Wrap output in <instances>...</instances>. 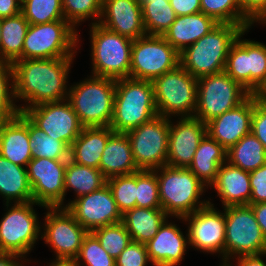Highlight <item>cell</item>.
Segmentation results:
<instances>
[{
  "label": "cell",
  "instance_id": "cell-1",
  "mask_svg": "<svg viewBox=\"0 0 266 266\" xmlns=\"http://www.w3.org/2000/svg\"><path fill=\"white\" fill-rule=\"evenodd\" d=\"M73 57L17 60L14 68L15 98H22L29 105L66 101L68 93L66 80Z\"/></svg>",
  "mask_w": 266,
  "mask_h": 266
},
{
  "label": "cell",
  "instance_id": "cell-2",
  "mask_svg": "<svg viewBox=\"0 0 266 266\" xmlns=\"http://www.w3.org/2000/svg\"><path fill=\"white\" fill-rule=\"evenodd\" d=\"M243 31L239 25L219 23L180 53V65L196 79L224 71L229 49Z\"/></svg>",
  "mask_w": 266,
  "mask_h": 266
},
{
  "label": "cell",
  "instance_id": "cell-3",
  "mask_svg": "<svg viewBox=\"0 0 266 266\" xmlns=\"http://www.w3.org/2000/svg\"><path fill=\"white\" fill-rule=\"evenodd\" d=\"M157 115L152 81L130 77L116 79L110 123L115 132L127 133Z\"/></svg>",
  "mask_w": 266,
  "mask_h": 266
},
{
  "label": "cell",
  "instance_id": "cell-4",
  "mask_svg": "<svg viewBox=\"0 0 266 266\" xmlns=\"http://www.w3.org/2000/svg\"><path fill=\"white\" fill-rule=\"evenodd\" d=\"M153 171L158 178L161 209L167 215L182 219L209 203L198 201L206 186L188 168L165 165Z\"/></svg>",
  "mask_w": 266,
  "mask_h": 266
},
{
  "label": "cell",
  "instance_id": "cell-5",
  "mask_svg": "<svg viewBox=\"0 0 266 266\" xmlns=\"http://www.w3.org/2000/svg\"><path fill=\"white\" fill-rule=\"evenodd\" d=\"M116 79L92 76L68 90V101L83 127L110 126Z\"/></svg>",
  "mask_w": 266,
  "mask_h": 266
},
{
  "label": "cell",
  "instance_id": "cell-6",
  "mask_svg": "<svg viewBox=\"0 0 266 266\" xmlns=\"http://www.w3.org/2000/svg\"><path fill=\"white\" fill-rule=\"evenodd\" d=\"M92 75L113 79L130 75L133 40L115 33L97 22L91 25Z\"/></svg>",
  "mask_w": 266,
  "mask_h": 266
},
{
  "label": "cell",
  "instance_id": "cell-7",
  "mask_svg": "<svg viewBox=\"0 0 266 266\" xmlns=\"http://www.w3.org/2000/svg\"><path fill=\"white\" fill-rule=\"evenodd\" d=\"M251 93L225 71L197 79V102L193 117L207 123L244 102Z\"/></svg>",
  "mask_w": 266,
  "mask_h": 266
},
{
  "label": "cell",
  "instance_id": "cell-8",
  "mask_svg": "<svg viewBox=\"0 0 266 266\" xmlns=\"http://www.w3.org/2000/svg\"><path fill=\"white\" fill-rule=\"evenodd\" d=\"M158 115L193 117L197 102V79L180 64L152 81ZM192 112V113H191Z\"/></svg>",
  "mask_w": 266,
  "mask_h": 266
},
{
  "label": "cell",
  "instance_id": "cell-9",
  "mask_svg": "<svg viewBox=\"0 0 266 266\" xmlns=\"http://www.w3.org/2000/svg\"><path fill=\"white\" fill-rule=\"evenodd\" d=\"M77 36V31L66 20L29 24L22 60L74 57Z\"/></svg>",
  "mask_w": 266,
  "mask_h": 266
},
{
  "label": "cell",
  "instance_id": "cell-10",
  "mask_svg": "<svg viewBox=\"0 0 266 266\" xmlns=\"http://www.w3.org/2000/svg\"><path fill=\"white\" fill-rule=\"evenodd\" d=\"M225 261L266 253V239L250 205L225 207ZM230 255V256H229Z\"/></svg>",
  "mask_w": 266,
  "mask_h": 266
},
{
  "label": "cell",
  "instance_id": "cell-11",
  "mask_svg": "<svg viewBox=\"0 0 266 266\" xmlns=\"http://www.w3.org/2000/svg\"><path fill=\"white\" fill-rule=\"evenodd\" d=\"M180 64V53L163 36L145 35L133 40L130 78L153 81Z\"/></svg>",
  "mask_w": 266,
  "mask_h": 266
},
{
  "label": "cell",
  "instance_id": "cell-12",
  "mask_svg": "<svg viewBox=\"0 0 266 266\" xmlns=\"http://www.w3.org/2000/svg\"><path fill=\"white\" fill-rule=\"evenodd\" d=\"M169 132V118L157 115L126 133L138 170L153 171L167 165Z\"/></svg>",
  "mask_w": 266,
  "mask_h": 266
},
{
  "label": "cell",
  "instance_id": "cell-13",
  "mask_svg": "<svg viewBox=\"0 0 266 266\" xmlns=\"http://www.w3.org/2000/svg\"><path fill=\"white\" fill-rule=\"evenodd\" d=\"M246 31L231 45L224 71L255 94L266 82V46L260 42L241 40Z\"/></svg>",
  "mask_w": 266,
  "mask_h": 266
},
{
  "label": "cell",
  "instance_id": "cell-14",
  "mask_svg": "<svg viewBox=\"0 0 266 266\" xmlns=\"http://www.w3.org/2000/svg\"><path fill=\"white\" fill-rule=\"evenodd\" d=\"M30 201L15 203L0 221V252L20 255L24 258L34 246L40 234V225Z\"/></svg>",
  "mask_w": 266,
  "mask_h": 266
},
{
  "label": "cell",
  "instance_id": "cell-15",
  "mask_svg": "<svg viewBox=\"0 0 266 266\" xmlns=\"http://www.w3.org/2000/svg\"><path fill=\"white\" fill-rule=\"evenodd\" d=\"M45 232L41 235L56 252V260L74 261L89 233L65 207H47Z\"/></svg>",
  "mask_w": 266,
  "mask_h": 266
},
{
  "label": "cell",
  "instance_id": "cell-16",
  "mask_svg": "<svg viewBox=\"0 0 266 266\" xmlns=\"http://www.w3.org/2000/svg\"><path fill=\"white\" fill-rule=\"evenodd\" d=\"M67 160L32 158L27 164L33 201L46 207H63Z\"/></svg>",
  "mask_w": 266,
  "mask_h": 266
},
{
  "label": "cell",
  "instance_id": "cell-17",
  "mask_svg": "<svg viewBox=\"0 0 266 266\" xmlns=\"http://www.w3.org/2000/svg\"><path fill=\"white\" fill-rule=\"evenodd\" d=\"M66 101L40 104L26 108L23 113L48 136L62 141L70 149L83 126L71 103Z\"/></svg>",
  "mask_w": 266,
  "mask_h": 266
},
{
  "label": "cell",
  "instance_id": "cell-18",
  "mask_svg": "<svg viewBox=\"0 0 266 266\" xmlns=\"http://www.w3.org/2000/svg\"><path fill=\"white\" fill-rule=\"evenodd\" d=\"M63 207L88 232L122 221V214L107 184L97 191L74 199Z\"/></svg>",
  "mask_w": 266,
  "mask_h": 266
},
{
  "label": "cell",
  "instance_id": "cell-19",
  "mask_svg": "<svg viewBox=\"0 0 266 266\" xmlns=\"http://www.w3.org/2000/svg\"><path fill=\"white\" fill-rule=\"evenodd\" d=\"M189 221L187 239L190 246L211 253H223L225 261V212L216 211L209 203L182 218Z\"/></svg>",
  "mask_w": 266,
  "mask_h": 266
},
{
  "label": "cell",
  "instance_id": "cell-20",
  "mask_svg": "<svg viewBox=\"0 0 266 266\" xmlns=\"http://www.w3.org/2000/svg\"><path fill=\"white\" fill-rule=\"evenodd\" d=\"M170 120L167 165L188 168L199 143L207 134L206 123L195 117H182L173 125Z\"/></svg>",
  "mask_w": 266,
  "mask_h": 266
},
{
  "label": "cell",
  "instance_id": "cell-21",
  "mask_svg": "<svg viewBox=\"0 0 266 266\" xmlns=\"http://www.w3.org/2000/svg\"><path fill=\"white\" fill-rule=\"evenodd\" d=\"M97 23L131 40L147 35L139 0H102L101 17Z\"/></svg>",
  "mask_w": 266,
  "mask_h": 266
},
{
  "label": "cell",
  "instance_id": "cell-22",
  "mask_svg": "<svg viewBox=\"0 0 266 266\" xmlns=\"http://www.w3.org/2000/svg\"><path fill=\"white\" fill-rule=\"evenodd\" d=\"M253 94L237 107L206 123L207 134L227 151L242 137L251 133Z\"/></svg>",
  "mask_w": 266,
  "mask_h": 266
},
{
  "label": "cell",
  "instance_id": "cell-23",
  "mask_svg": "<svg viewBox=\"0 0 266 266\" xmlns=\"http://www.w3.org/2000/svg\"><path fill=\"white\" fill-rule=\"evenodd\" d=\"M167 220L160 226L158 233L145 245L148 256L154 266H176L186 252L189 239L184 237L180 229Z\"/></svg>",
  "mask_w": 266,
  "mask_h": 266
},
{
  "label": "cell",
  "instance_id": "cell-24",
  "mask_svg": "<svg viewBox=\"0 0 266 266\" xmlns=\"http://www.w3.org/2000/svg\"><path fill=\"white\" fill-rule=\"evenodd\" d=\"M29 137V118L20 112L0 126V155L12 163L27 167L32 159Z\"/></svg>",
  "mask_w": 266,
  "mask_h": 266
},
{
  "label": "cell",
  "instance_id": "cell-25",
  "mask_svg": "<svg viewBox=\"0 0 266 266\" xmlns=\"http://www.w3.org/2000/svg\"><path fill=\"white\" fill-rule=\"evenodd\" d=\"M218 24L215 19L202 12L176 16L175 21L163 34V37L181 53L204 35H207Z\"/></svg>",
  "mask_w": 266,
  "mask_h": 266
},
{
  "label": "cell",
  "instance_id": "cell-26",
  "mask_svg": "<svg viewBox=\"0 0 266 266\" xmlns=\"http://www.w3.org/2000/svg\"><path fill=\"white\" fill-rule=\"evenodd\" d=\"M212 186L217 190L224 208L250 204L249 172L233 166L229 162H225L219 167L216 180Z\"/></svg>",
  "mask_w": 266,
  "mask_h": 266
},
{
  "label": "cell",
  "instance_id": "cell-27",
  "mask_svg": "<svg viewBox=\"0 0 266 266\" xmlns=\"http://www.w3.org/2000/svg\"><path fill=\"white\" fill-rule=\"evenodd\" d=\"M99 169L106 179L139 171L126 133L114 132L110 136L103 150Z\"/></svg>",
  "mask_w": 266,
  "mask_h": 266
},
{
  "label": "cell",
  "instance_id": "cell-28",
  "mask_svg": "<svg viewBox=\"0 0 266 266\" xmlns=\"http://www.w3.org/2000/svg\"><path fill=\"white\" fill-rule=\"evenodd\" d=\"M115 131L110 127H83L69 149V158L80 165L99 169L106 143Z\"/></svg>",
  "mask_w": 266,
  "mask_h": 266
},
{
  "label": "cell",
  "instance_id": "cell-29",
  "mask_svg": "<svg viewBox=\"0 0 266 266\" xmlns=\"http://www.w3.org/2000/svg\"><path fill=\"white\" fill-rule=\"evenodd\" d=\"M227 161V150L208 134L196 149L188 169L205 185H212L219 167Z\"/></svg>",
  "mask_w": 266,
  "mask_h": 266
},
{
  "label": "cell",
  "instance_id": "cell-30",
  "mask_svg": "<svg viewBox=\"0 0 266 266\" xmlns=\"http://www.w3.org/2000/svg\"><path fill=\"white\" fill-rule=\"evenodd\" d=\"M168 216L161 208L135 207L122 214V223L132 241L146 244L157 233Z\"/></svg>",
  "mask_w": 266,
  "mask_h": 266
},
{
  "label": "cell",
  "instance_id": "cell-31",
  "mask_svg": "<svg viewBox=\"0 0 266 266\" xmlns=\"http://www.w3.org/2000/svg\"><path fill=\"white\" fill-rule=\"evenodd\" d=\"M0 195L8 207L14 203H27L33 201L31 185L28 180L26 167L12 163L0 155Z\"/></svg>",
  "mask_w": 266,
  "mask_h": 266
},
{
  "label": "cell",
  "instance_id": "cell-32",
  "mask_svg": "<svg viewBox=\"0 0 266 266\" xmlns=\"http://www.w3.org/2000/svg\"><path fill=\"white\" fill-rule=\"evenodd\" d=\"M29 22L22 13L1 19L0 62L13 64L22 60L24 39Z\"/></svg>",
  "mask_w": 266,
  "mask_h": 266
},
{
  "label": "cell",
  "instance_id": "cell-33",
  "mask_svg": "<svg viewBox=\"0 0 266 266\" xmlns=\"http://www.w3.org/2000/svg\"><path fill=\"white\" fill-rule=\"evenodd\" d=\"M227 162L250 173L266 164V149L249 133L227 151Z\"/></svg>",
  "mask_w": 266,
  "mask_h": 266
},
{
  "label": "cell",
  "instance_id": "cell-34",
  "mask_svg": "<svg viewBox=\"0 0 266 266\" xmlns=\"http://www.w3.org/2000/svg\"><path fill=\"white\" fill-rule=\"evenodd\" d=\"M106 181L100 169L77 164L70 158L67 160L64 176L65 195L69 188L75 191L77 198L90 194L106 185Z\"/></svg>",
  "mask_w": 266,
  "mask_h": 266
},
{
  "label": "cell",
  "instance_id": "cell-35",
  "mask_svg": "<svg viewBox=\"0 0 266 266\" xmlns=\"http://www.w3.org/2000/svg\"><path fill=\"white\" fill-rule=\"evenodd\" d=\"M143 24L147 35L163 34L176 19L169 0H151L141 5Z\"/></svg>",
  "mask_w": 266,
  "mask_h": 266
},
{
  "label": "cell",
  "instance_id": "cell-36",
  "mask_svg": "<svg viewBox=\"0 0 266 266\" xmlns=\"http://www.w3.org/2000/svg\"><path fill=\"white\" fill-rule=\"evenodd\" d=\"M201 12L218 23L239 25L248 30L253 22L242 12L239 0H200Z\"/></svg>",
  "mask_w": 266,
  "mask_h": 266
},
{
  "label": "cell",
  "instance_id": "cell-37",
  "mask_svg": "<svg viewBox=\"0 0 266 266\" xmlns=\"http://www.w3.org/2000/svg\"><path fill=\"white\" fill-rule=\"evenodd\" d=\"M29 137L32 158L68 160L69 148L60 140L48 136L29 119Z\"/></svg>",
  "mask_w": 266,
  "mask_h": 266
},
{
  "label": "cell",
  "instance_id": "cell-38",
  "mask_svg": "<svg viewBox=\"0 0 266 266\" xmlns=\"http://www.w3.org/2000/svg\"><path fill=\"white\" fill-rule=\"evenodd\" d=\"M21 13L29 24L65 20L61 0H22Z\"/></svg>",
  "mask_w": 266,
  "mask_h": 266
},
{
  "label": "cell",
  "instance_id": "cell-39",
  "mask_svg": "<svg viewBox=\"0 0 266 266\" xmlns=\"http://www.w3.org/2000/svg\"><path fill=\"white\" fill-rule=\"evenodd\" d=\"M91 233L100 242L101 247L115 260L132 242L122 222L97 228Z\"/></svg>",
  "mask_w": 266,
  "mask_h": 266
},
{
  "label": "cell",
  "instance_id": "cell-40",
  "mask_svg": "<svg viewBox=\"0 0 266 266\" xmlns=\"http://www.w3.org/2000/svg\"><path fill=\"white\" fill-rule=\"evenodd\" d=\"M106 184L112 192L118 210L125 211L136 207L137 172L107 179Z\"/></svg>",
  "mask_w": 266,
  "mask_h": 266
},
{
  "label": "cell",
  "instance_id": "cell-41",
  "mask_svg": "<svg viewBox=\"0 0 266 266\" xmlns=\"http://www.w3.org/2000/svg\"><path fill=\"white\" fill-rule=\"evenodd\" d=\"M10 78H12L11 84H9ZM10 85L11 88L9 89ZM14 85L13 65L0 62V126L20 113V107H17L12 100L15 99Z\"/></svg>",
  "mask_w": 266,
  "mask_h": 266
},
{
  "label": "cell",
  "instance_id": "cell-42",
  "mask_svg": "<svg viewBox=\"0 0 266 266\" xmlns=\"http://www.w3.org/2000/svg\"><path fill=\"white\" fill-rule=\"evenodd\" d=\"M65 20L73 27L87 18L100 20L102 0H61Z\"/></svg>",
  "mask_w": 266,
  "mask_h": 266
},
{
  "label": "cell",
  "instance_id": "cell-43",
  "mask_svg": "<svg viewBox=\"0 0 266 266\" xmlns=\"http://www.w3.org/2000/svg\"><path fill=\"white\" fill-rule=\"evenodd\" d=\"M136 207L161 208L158 178L154 171H137Z\"/></svg>",
  "mask_w": 266,
  "mask_h": 266
},
{
  "label": "cell",
  "instance_id": "cell-44",
  "mask_svg": "<svg viewBox=\"0 0 266 266\" xmlns=\"http://www.w3.org/2000/svg\"><path fill=\"white\" fill-rule=\"evenodd\" d=\"M81 258L86 266H116L115 259L101 247L91 232L84 238L79 254L74 260L76 266H81L79 261Z\"/></svg>",
  "mask_w": 266,
  "mask_h": 266
},
{
  "label": "cell",
  "instance_id": "cell-45",
  "mask_svg": "<svg viewBox=\"0 0 266 266\" xmlns=\"http://www.w3.org/2000/svg\"><path fill=\"white\" fill-rule=\"evenodd\" d=\"M151 262L144 243L132 241L116 258V266H146Z\"/></svg>",
  "mask_w": 266,
  "mask_h": 266
},
{
  "label": "cell",
  "instance_id": "cell-46",
  "mask_svg": "<svg viewBox=\"0 0 266 266\" xmlns=\"http://www.w3.org/2000/svg\"><path fill=\"white\" fill-rule=\"evenodd\" d=\"M251 133L257 137L266 149V103L260 101L255 94H253Z\"/></svg>",
  "mask_w": 266,
  "mask_h": 266
},
{
  "label": "cell",
  "instance_id": "cell-47",
  "mask_svg": "<svg viewBox=\"0 0 266 266\" xmlns=\"http://www.w3.org/2000/svg\"><path fill=\"white\" fill-rule=\"evenodd\" d=\"M251 196L250 204L266 202V164L249 173Z\"/></svg>",
  "mask_w": 266,
  "mask_h": 266
},
{
  "label": "cell",
  "instance_id": "cell-48",
  "mask_svg": "<svg viewBox=\"0 0 266 266\" xmlns=\"http://www.w3.org/2000/svg\"><path fill=\"white\" fill-rule=\"evenodd\" d=\"M242 12L254 23L266 24V0H239Z\"/></svg>",
  "mask_w": 266,
  "mask_h": 266
},
{
  "label": "cell",
  "instance_id": "cell-49",
  "mask_svg": "<svg viewBox=\"0 0 266 266\" xmlns=\"http://www.w3.org/2000/svg\"><path fill=\"white\" fill-rule=\"evenodd\" d=\"M176 16L191 15L201 12L200 0H169Z\"/></svg>",
  "mask_w": 266,
  "mask_h": 266
},
{
  "label": "cell",
  "instance_id": "cell-50",
  "mask_svg": "<svg viewBox=\"0 0 266 266\" xmlns=\"http://www.w3.org/2000/svg\"><path fill=\"white\" fill-rule=\"evenodd\" d=\"M22 0H0V19L21 13Z\"/></svg>",
  "mask_w": 266,
  "mask_h": 266
},
{
  "label": "cell",
  "instance_id": "cell-51",
  "mask_svg": "<svg viewBox=\"0 0 266 266\" xmlns=\"http://www.w3.org/2000/svg\"><path fill=\"white\" fill-rule=\"evenodd\" d=\"M266 239V202L249 204Z\"/></svg>",
  "mask_w": 266,
  "mask_h": 266
},
{
  "label": "cell",
  "instance_id": "cell-52",
  "mask_svg": "<svg viewBox=\"0 0 266 266\" xmlns=\"http://www.w3.org/2000/svg\"><path fill=\"white\" fill-rule=\"evenodd\" d=\"M263 255L265 256L266 253L237 257V266H266L265 262L261 258Z\"/></svg>",
  "mask_w": 266,
  "mask_h": 266
},
{
  "label": "cell",
  "instance_id": "cell-53",
  "mask_svg": "<svg viewBox=\"0 0 266 266\" xmlns=\"http://www.w3.org/2000/svg\"><path fill=\"white\" fill-rule=\"evenodd\" d=\"M22 256L12 253H3L0 252V266H23L22 264L16 262L19 260L17 258Z\"/></svg>",
  "mask_w": 266,
  "mask_h": 266
},
{
  "label": "cell",
  "instance_id": "cell-54",
  "mask_svg": "<svg viewBox=\"0 0 266 266\" xmlns=\"http://www.w3.org/2000/svg\"><path fill=\"white\" fill-rule=\"evenodd\" d=\"M255 95L260 101L266 103V82L260 87Z\"/></svg>",
  "mask_w": 266,
  "mask_h": 266
},
{
  "label": "cell",
  "instance_id": "cell-55",
  "mask_svg": "<svg viewBox=\"0 0 266 266\" xmlns=\"http://www.w3.org/2000/svg\"><path fill=\"white\" fill-rule=\"evenodd\" d=\"M49 266H76L74 261L55 260Z\"/></svg>",
  "mask_w": 266,
  "mask_h": 266
},
{
  "label": "cell",
  "instance_id": "cell-56",
  "mask_svg": "<svg viewBox=\"0 0 266 266\" xmlns=\"http://www.w3.org/2000/svg\"><path fill=\"white\" fill-rule=\"evenodd\" d=\"M229 261H224L223 264L221 266H231L229 263H227Z\"/></svg>",
  "mask_w": 266,
  "mask_h": 266
},
{
  "label": "cell",
  "instance_id": "cell-57",
  "mask_svg": "<svg viewBox=\"0 0 266 266\" xmlns=\"http://www.w3.org/2000/svg\"><path fill=\"white\" fill-rule=\"evenodd\" d=\"M151 0H139L140 4L142 5L144 2H149Z\"/></svg>",
  "mask_w": 266,
  "mask_h": 266
},
{
  "label": "cell",
  "instance_id": "cell-58",
  "mask_svg": "<svg viewBox=\"0 0 266 266\" xmlns=\"http://www.w3.org/2000/svg\"><path fill=\"white\" fill-rule=\"evenodd\" d=\"M0 46H1V19H0Z\"/></svg>",
  "mask_w": 266,
  "mask_h": 266
}]
</instances>
